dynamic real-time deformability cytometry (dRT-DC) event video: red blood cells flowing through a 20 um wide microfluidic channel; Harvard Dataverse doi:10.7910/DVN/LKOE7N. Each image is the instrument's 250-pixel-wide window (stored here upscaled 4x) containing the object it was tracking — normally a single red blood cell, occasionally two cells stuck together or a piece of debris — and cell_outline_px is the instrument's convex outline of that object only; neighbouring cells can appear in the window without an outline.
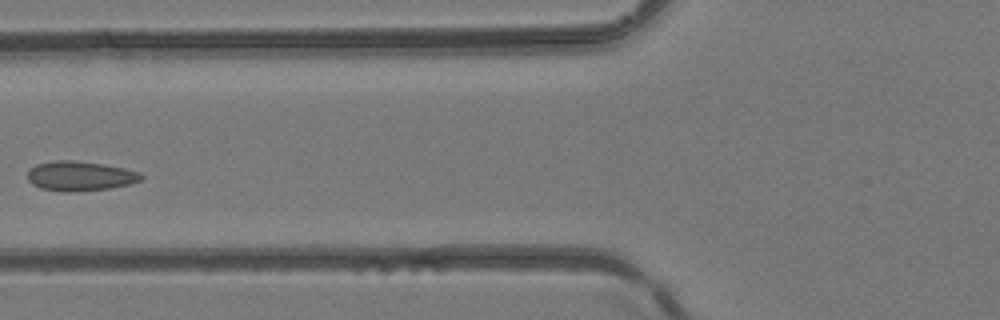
{"species": "common noctule bat (a hibernating species)", "species_latin": "Nyctalus noctula", "temperature_condition": "room temperature", "stored_images_in_passage": 4, "camera_frame_rate_fps": 3000, "um_per_image_px": 0.085, "animal": {"sex": "female", "body_mass_g": 24.6, "forearm_length_mm": 56.2}, "frame": {"image": 1, "passage_image": 4, "time_ms": 1.0, "image_size_px": [1000, 320], "cell_outline_px": [[144, 176], [140, 180], [128, 184], [108, 188], [68, 192], [64, 192], [40, 188], [32, 184], [28, 180], [28, 172], [36, 164], [56, 160], [72, 160], [104, 164], [124, 168], [140, 172]], "centroid_in_image_um": [6.79, 14.95], "position_along_channel_um": 119.0, "area_um2": 19.48}}